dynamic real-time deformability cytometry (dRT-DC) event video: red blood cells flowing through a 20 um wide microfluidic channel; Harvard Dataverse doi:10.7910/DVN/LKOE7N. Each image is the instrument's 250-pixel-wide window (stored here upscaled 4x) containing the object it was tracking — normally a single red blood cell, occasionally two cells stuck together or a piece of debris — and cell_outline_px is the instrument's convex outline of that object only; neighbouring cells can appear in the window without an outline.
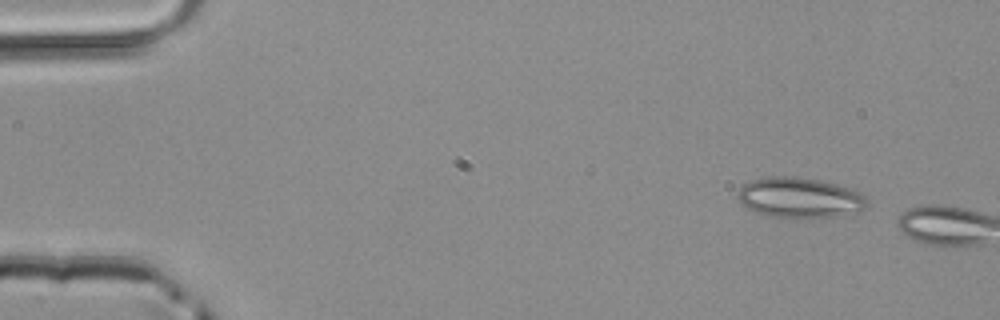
{"species": "common noctule bat (a hibernating species)", "species_latin": "Nyctalus noctula", "temperature_condition": "room temperature", "stored_images_in_passage": 3, "camera_frame_rate_fps": 3000, "um_per_image_px": 0.085, "animal": {"sex": "male", "body_mass_g": 20.4}, "frame": {"image": 1, "passage_image": 1, "time_ms": 0.0, "image_size_px": [1000, 320], "cell_outline_px": [[868, 204], [864, 208], [856, 212], [836, 216], [772, 216], [756, 212], [748, 208], [736, 196], [736, 192], [748, 180], [764, 176], [792, 176], [820, 180], [836, 184], [848, 188], [864, 196], [868, 200]], "centroid_in_image_um": [67.92, 16.76], "position_along_channel_um": 17.1, "area_um2": 29.88}}